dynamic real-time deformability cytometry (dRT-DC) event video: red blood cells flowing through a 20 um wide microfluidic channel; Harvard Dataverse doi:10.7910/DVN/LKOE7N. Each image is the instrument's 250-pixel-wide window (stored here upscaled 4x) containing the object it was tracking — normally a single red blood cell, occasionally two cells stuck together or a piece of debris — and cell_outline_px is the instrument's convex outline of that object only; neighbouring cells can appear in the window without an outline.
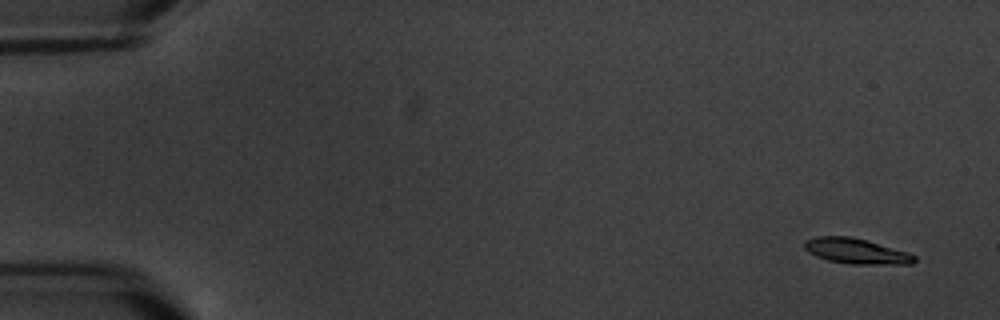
{"species": "common noctule bat (a hibernating species)", "species_latin": "Nyctalus noctula", "temperature_condition": "warm", "stored_images_in_passage": 5, "camera_frame_rate_fps": 3000, "um_per_image_px": 0.085, "animal": {"sex": "male", "body_mass_g": 20.1, "forearm_length_mm": 53.5}, "frame": {"image": 1, "passage_image": 1, "time_ms": 0.0, "image_size_px": [1000, 320], "cell_outline_px": [[916, 260], [912, 264], [852, 264], [828, 260], [816, 256], [808, 252], [804, 248], [804, 240], [816, 236], [852, 236], [868, 240], [908, 252], [916, 256]], "centroid_in_image_um": [72.77, 21.33], "position_along_channel_um": 12.2, "area_um2": 16.42}}